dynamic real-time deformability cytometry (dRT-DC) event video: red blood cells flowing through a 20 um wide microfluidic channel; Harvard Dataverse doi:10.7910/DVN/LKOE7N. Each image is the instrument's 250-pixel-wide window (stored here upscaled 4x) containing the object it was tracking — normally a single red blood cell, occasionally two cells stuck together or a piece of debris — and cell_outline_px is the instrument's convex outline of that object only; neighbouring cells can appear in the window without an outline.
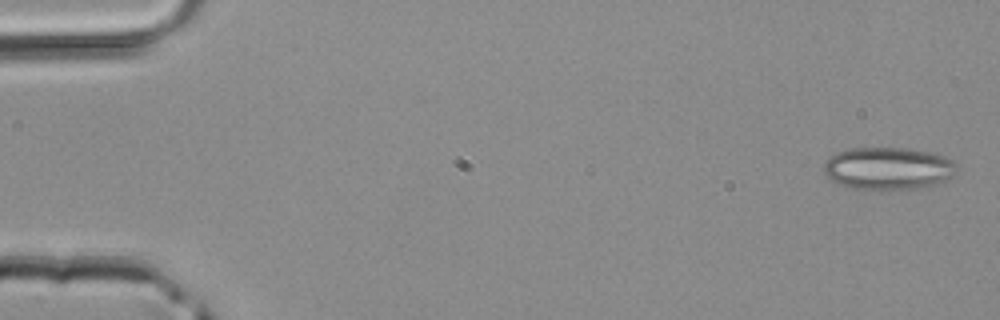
{"species": "common noctule bat (a hibernating species)", "species_latin": "Nyctalus noctula", "temperature_condition": "room temperature", "stored_images_in_passage": 3, "camera_frame_rate_fps": 3000, "um_per_image_px": 0.085, "animal": {"sex": "male", "body_mass_g": 20.4}, "frame": {"image": 1, "passage_image": 1, "time_ms": 0.0, "image_size_px": [1000, 320], "cell_outline_px": [[956, 172], [952, 176], [944, 180], [932, 184], [916, 188], [852, 188], [840, 184], [832, 180], [824, 172], [824, 164], [828, 156], [836, 152], [852, 148], [904, 148], [928, 152], [944, 156], [952, 160], [956, 164]], "centroid_in_image_um": [75.46, 14.28], "position_along_channel_um": 9.5, "area_um2": 32.25}}